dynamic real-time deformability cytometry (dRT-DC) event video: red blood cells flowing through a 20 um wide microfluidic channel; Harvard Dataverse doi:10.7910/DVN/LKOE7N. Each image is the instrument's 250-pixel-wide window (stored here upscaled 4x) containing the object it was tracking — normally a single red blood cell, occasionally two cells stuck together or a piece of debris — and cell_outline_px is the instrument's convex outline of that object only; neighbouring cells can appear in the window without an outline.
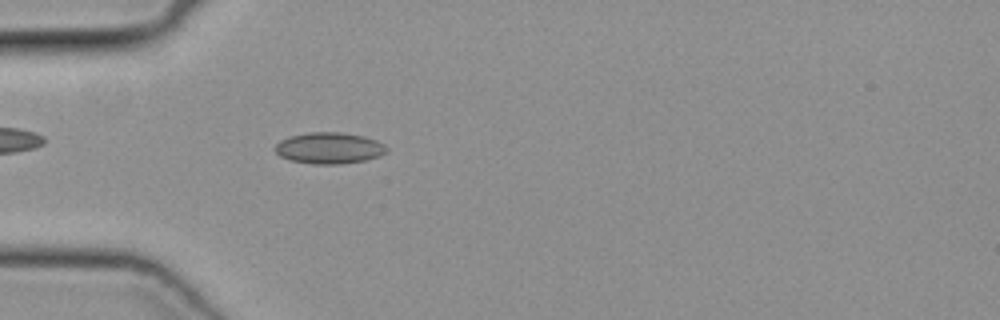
{"species": "common noctule bat (a hibernating species)", "species_latin": "Nyctalus noctula", "temperature_condition": "cold", "stored_images_in_passage": 26, "camera_frame_rate_fps": 3000, "um_per_image_px": 0.085, "animal": {"sex": "female", "body_mass_g": 19.3, "forearm_length_mm": 54.1}, "frame": {"image": 1, "passage_image": 2, "time_ms": 0.333, "image_size_px": [1000, 320], "cell_outline_px": [[388, 152], [380, 156], [364, 160], [340, 164], [312, 164], [288, 160], [280, 156], [276, 152], [276, 144], [280, 140], [288, 136], [308, 132], [340, 132], [364, 136], [376, 140], [384, 144], [388, 148]], "centroid_in_image_um": [27.98, 12.58], "position_along_channel_um": 57.0, "area_um2": 20.52}}
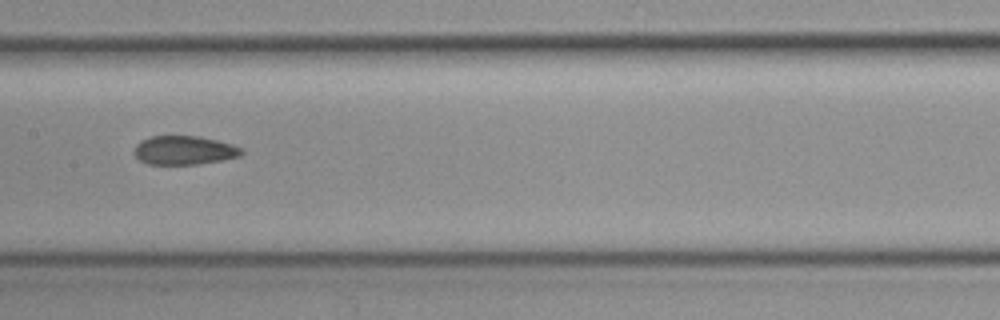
{"frame": {"image": 2, "passage_image": 12, "time_ms": 3.667, "image_size_px": [1000, 320], "cell_outline_px": [[244, 152], [240, 156], [224, 160], [196, 164], [148, 164], [140, 160], [132, 152], [136, 144], [140, 140], [152, 136], [200, 136], [232, 144], [240, 148]], "centroid_in_image_um": [15.63, 12.77], "position_along_channel_um": 191.8, "area_um2": 18.09}}
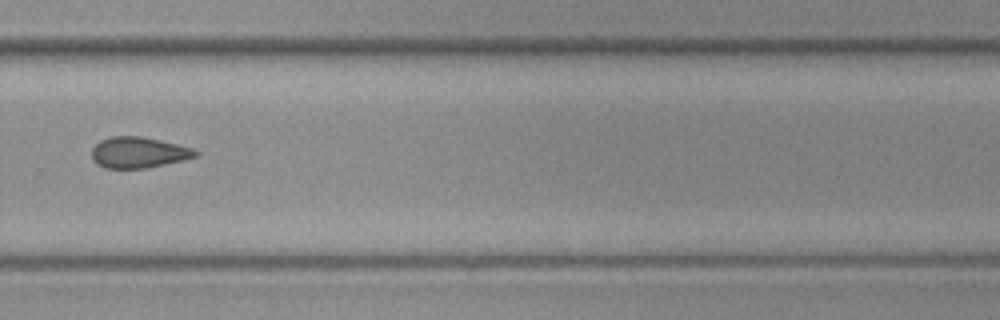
{"frame": {"image": 3, "passage_image": 21, "time_ms": 6.667, "image_size_px": [1000, 320], "cell_outline_px": [[200, 152], [196, 156], [184, 160], [144, 168], [104, 168], [96, 164], [92, 160], [92, 148], [100, 140], [112, 136], [140, 136], [160, 140], [192, 148]], "centroid_in_image_um": [11.75, 12.96], "position_along_channel_um": 318.1, "area_um2": 18.67}}